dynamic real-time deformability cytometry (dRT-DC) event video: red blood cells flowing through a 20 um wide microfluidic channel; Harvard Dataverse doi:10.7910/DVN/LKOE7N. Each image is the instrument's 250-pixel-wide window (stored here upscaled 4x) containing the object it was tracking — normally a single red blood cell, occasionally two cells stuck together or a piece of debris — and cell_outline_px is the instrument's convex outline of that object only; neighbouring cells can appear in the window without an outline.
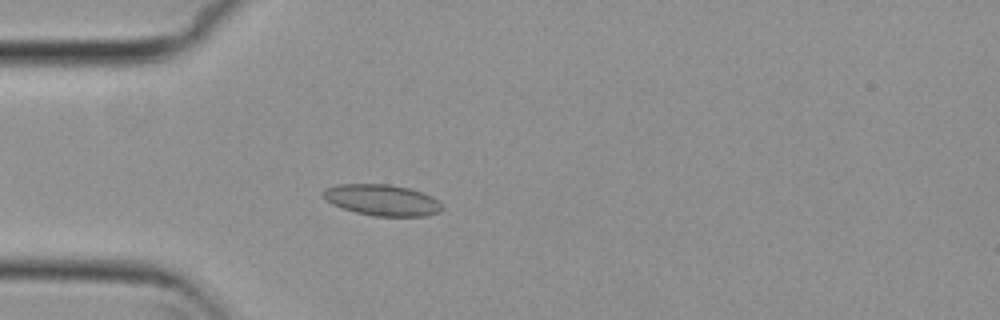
{"species": "common noctule bat (a hibernating species)", "species_latin": "Nyctalus noctula", "temperature_condition": "cold", "stored_images_in_passage": 55, "camera_frame_rate_fps": 3000, "um_per_image_px": 0.085, "animal": {"sex": "female", "body_mass_g": 29.2, "forearm_length_mm": 56.3}, "frame": {"image": 1, "passage_image": 16, "time_ms": 5.0, "image_size_px": [1000, 320], "cell_outline_px": [[444, 208], [440, 212], [428, 216], [376, 216], [356, 212], [332, 204], [324, 200], [320, 196], [324, 188], [340, 184], [388, 184], [408, 188], [432, 196], [444, 204]], "centroid_in_image_um": [32.48, 17.01], "position_along_channel_um": 52.5, "area_um2": 21.79}}
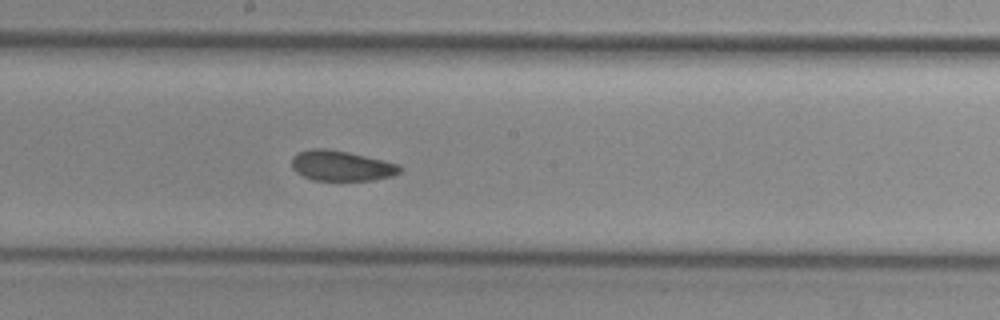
{"frame": {"image": 2, "passage_image": 30, "time_ms": 9.667, "image_size_px": [1000, 320], "cell_outline_px": [[400, 172], [392, 176], [372, 180], [312, 180], [296, 172], [292, 168], [292, 156], [296, 152], [312, 148], [328, 148], [348, 152], [400, 164]], "centroid_in_image_um": [28.98, 14.08], "position_along_channel_um": 219.2, "area_um2": 19.13}}
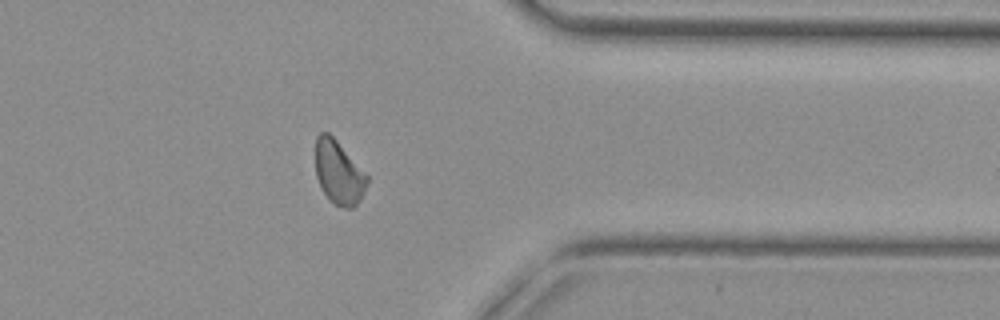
{"frame": {"image": 3, "passage_image": 44, "time_ms": 14.333, "image_size_px": [1000, 320], "cell_outline_px": [[368, 180], [364, 192], [360, 200], [352, 208], [344, 208], [336, 204], [320, 188], [316, 176], [316, 136], [320, 132], [328, 132], [336, 140], [368, 176]], "centroid_in_image_um": [28.78, 14.66], "position_along_channel_um": 382.6, "area_um2": 18.79}, "authors_computed_cell_mechanics": {"area_um2": 19.8832, "velocity_mm_per_s": 3.7609, "shape_relaxation_time_tau1_ms": null, "shape_relaxation_time_tau2_ms": 5.1528, "deformation_change_tau1": null, "deformation_change_tau2": 0.0927}}